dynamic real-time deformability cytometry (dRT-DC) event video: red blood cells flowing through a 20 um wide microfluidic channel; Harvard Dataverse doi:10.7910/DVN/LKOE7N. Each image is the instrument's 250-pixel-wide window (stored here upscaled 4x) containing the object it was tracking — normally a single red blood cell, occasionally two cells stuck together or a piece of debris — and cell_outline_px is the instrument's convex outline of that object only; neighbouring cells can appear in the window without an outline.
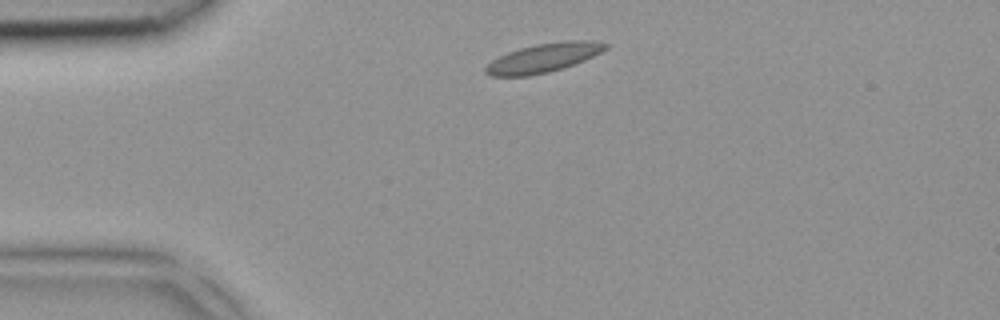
{"species": "common noctule bat (a hibernating species)", "species_latin": "Nyctalus noctula", "temperature_condition": "room temperature", "stored_images_in_passage": 2, "camera_frame_rate_fps": 3000, "um_per_image_px": 0.085, "animal": {"sex": "female", "body_mass_g": 18.4}, "frame": {"image": 1, "passage_image": 1, "time_ms": 0.0, "image_size_px": [1000, 320], "cell_outline_px": [[608, 48], [584, 60], [548, 72], [528, 76], [492, 76], [484, 72], [484, 68], [492, 60], [508, 52], [520, 48], [536, 44], [564, 40], [596, 40], [608, 44]], "centroid_in_image_um": [46.2, 4.9], "position_along_channel_um": 38.8, "area_um2": 20.06}}